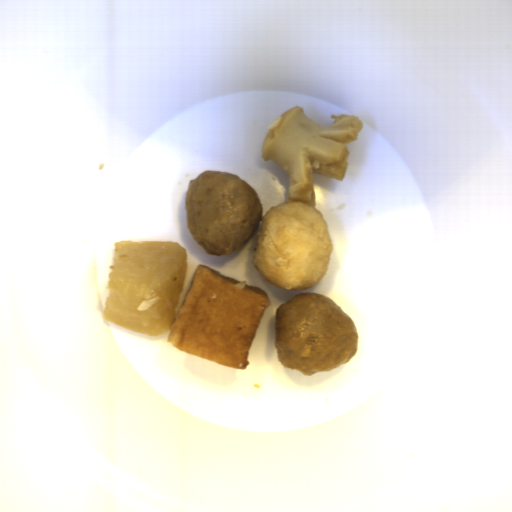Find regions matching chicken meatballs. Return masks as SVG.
I'll return each instance as SVG.
<instances>
[{"mask_svg":"<svg viewBox=\"0 0 512 512\" xmlns=\"http://www.w3.org/2000/svg\"><path fill=\"white\" fill-rule=\"evenodd\" d=\"M277 359L284 368L304 376L327 372L358 351L357 327L330 297L303 292L275 311Z\"/></svg>","mask_w":512,"mask_h":512,"instance_id":"obj_1","label":"chicken meatballs"},{"mask_svg":"<svg viewBox=\"0 0 512 512\" xmlns=\"http://www.w3.org/2000/svg\"><path fill=\"white\" fill-rule=\"evenodd\" d=\"M259 199L241 177L206 170L188 184L187 229L208 255L231 254L259 228L263 219Z\"/></svg>","mask_w":512,"mask_h":512,"instance_id":"obj_2","label":"chicken meatballs"}]
</instances>
